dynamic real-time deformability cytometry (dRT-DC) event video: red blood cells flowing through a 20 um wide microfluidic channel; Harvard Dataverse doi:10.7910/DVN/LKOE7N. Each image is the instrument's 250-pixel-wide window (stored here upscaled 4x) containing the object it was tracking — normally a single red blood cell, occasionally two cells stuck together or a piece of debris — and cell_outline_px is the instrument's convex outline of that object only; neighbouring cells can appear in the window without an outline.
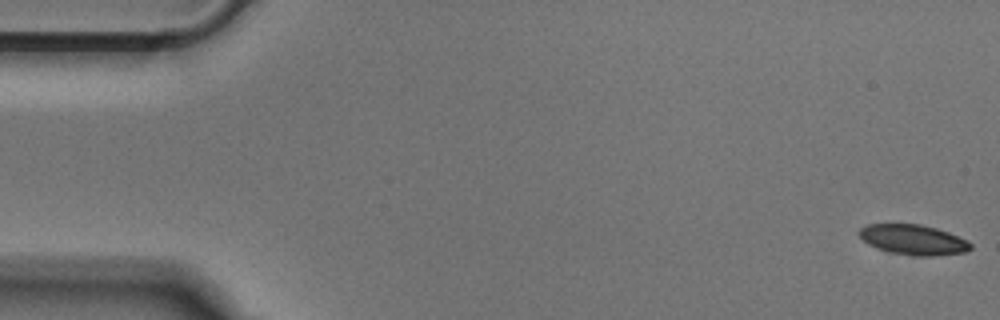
{"species": "Egyptian fruit bat (a non-hibernating species)", "species_latin": "Rousettus aegyptiacus", "temperature_condition": "cold", "stored_images_in_passage": 51, "camera_frame_rate_fps": 3000, "um_per_image_px": 0.085, "animal": {"sex": "male"}, "frame": {"image": 1, "passage_image": 1, "time_ms": 0.0, "image_size_px": [1000, 320], "cell_outline_px": [[972, 248], [964, 252], [932, 256], [916, 256], [892, 252], [876, 248], [868, 244], [856, 232], [860, 228], [868, 224], [888, 220], [920, 224], [936, 228], [948, 232], [968, 240], [972, 244]], "centroid_in_image_um": [77.56, 20.31], "position_along_channel_um": 7.4, "area_um2": 20.29}}
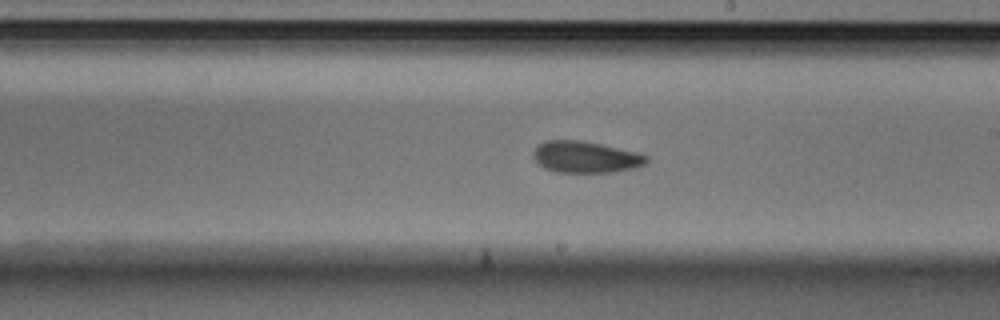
{"frame": {"image": 2, "passage_image": 29, "time_ms": 9.333, "image_size_px": [1000, 320], "cell_outline_px": [[648, 164], [636, 168], [612, 172], [556, 172], [544, 168], [532, 156], [532, 152], [544, 140], [580, 140], [600, 144], [636, 152], [648, 156]], "centroid_in_image_um": [49.79, 13.35], "position_along_channel_um": 239.2, "area_um2": 20.81}}
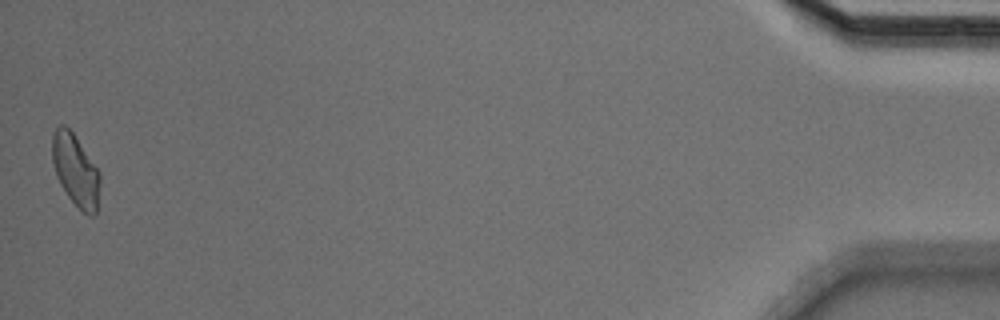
{"frame": {"image": 3, "passage_image": 51, "time_ms": 16.667, "image_size_px": [1000, 320], "cell_outline_px": [[100, 184], [96, 212], [92, 216], [88, 216], [80, 212], [68, 196], [60, 184], [56, 176], [52, 164], [52, 136], [56, 128], [60, 124], [64, 124], [72, 132], [100, 172]], "centroid_in_image_um": [6.41, 14.51], "position_along_channel_um": 428.8, "area_um2": 20.11}}